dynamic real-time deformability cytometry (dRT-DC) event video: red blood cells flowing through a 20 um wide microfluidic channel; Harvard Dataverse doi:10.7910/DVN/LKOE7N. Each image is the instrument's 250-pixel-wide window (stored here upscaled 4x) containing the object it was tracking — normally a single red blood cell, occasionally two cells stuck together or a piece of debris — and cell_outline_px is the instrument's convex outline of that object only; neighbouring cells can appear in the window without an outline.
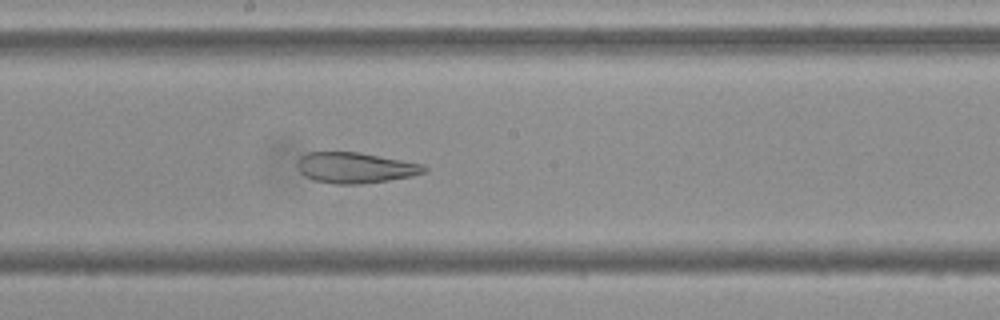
{"species": "Egyptian fruit bat (a non-hibernating species)", "species_latin": "Rousettus aegyptiacus", "temperature_condition": "cold", "stored_images_in_passage": 54, "camera_frame_rate_fps": 3000, "um_per_image_px": 0.085, "frame": {"image": 1, "passage_image": 29, "time_ms": 9.333, "image_size_px": [1000, 320], "cell_outline_px": [[428, 172], [412, 176], [388, 180], [360, 184], [332, 184], [316, 180], [304, 176], [300, 172], [296, 164], [300, 156], [308, 152], [360, 152], [424, 164], [428, 168]], "centroid_in_image_um": [30.22, 14.25], "position_along_channel_um": 218.0, "area_um2": 22.89}}
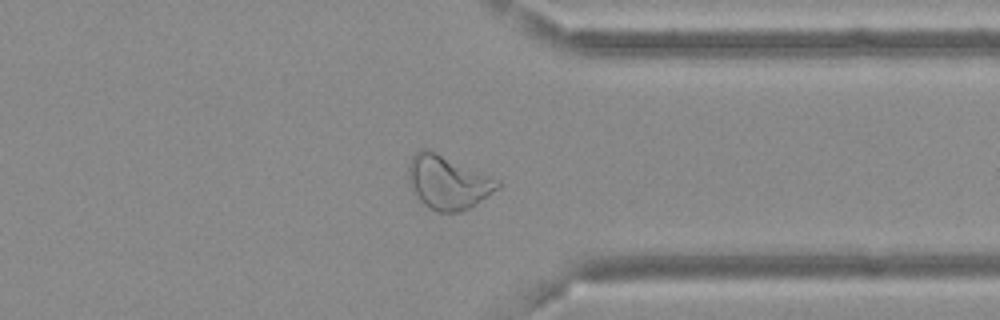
{"frame": {"image": 2, "passage_image": 42, "time_ms": 13.667, "image_size_px": [1000, 320], "cell_outline_px": [[504, 184], [500, 188], [476, 204], [460, 212], [436, 212], [428, 208], [416, 196], [408, 180], [408, 164], [412, 156], [420, 148], [428, 148], [500, 180]], "centroid_in_image_um": [38.08, 15.49], "position_along_channel_um": 373.3, "area_um2": 28.15}}
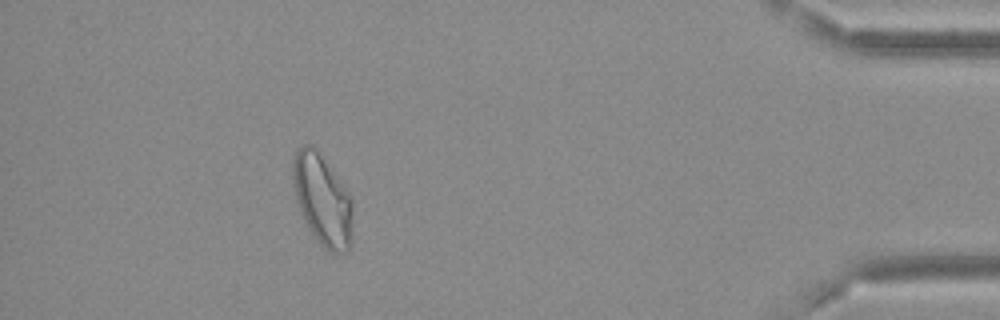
{"frame": {"image": 3, "passage_image": 49, "time_ms": 16.0, "image_size_px": [1000, 320], "cell_outline_px": [[352, 232], [348, 248], [344, 252], [328, 252], [320, 244], [304, 220], [296, 196], [292, 180], [292, 160], [296, 148], [304, 144], [312, 144], [316, 148], [352, 196]], "centroid_in_image_um": [27.4, 16.93], "position_along_channel_um": 407.8, "area_um2": 31.73}}